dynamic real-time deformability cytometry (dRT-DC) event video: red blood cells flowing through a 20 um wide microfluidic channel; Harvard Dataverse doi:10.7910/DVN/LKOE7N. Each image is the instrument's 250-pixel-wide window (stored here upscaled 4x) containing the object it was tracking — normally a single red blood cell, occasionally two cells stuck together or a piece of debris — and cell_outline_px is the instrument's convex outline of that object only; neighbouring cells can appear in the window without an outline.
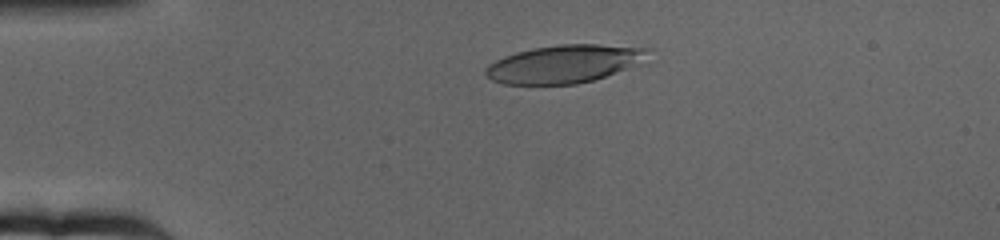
{"species": "human", "species_latin": "Homo sapiens", "temperature_condition": "cold", "stored_images_in_passage": 64, "camera_frame_rate_fps": 3000, "um_per_image_px": 0.085, "donor": {"sex": "female"}, "frame": {"image": 1, "passage_image": 14, "time_ms": 4.333, "image_size_px": [1000, 240], "cell_outline_px": [[656, 48], [652, 64], [592, 80], [576, 84], [504, 84], [492, 80], [484, 72], [484, 68], [488, 64], [504, 56], [516, 52], [532, 48], [560, 44], [600, 44]], "centroid_in_image_um": [48.24, 5.41], "position_along_channel_um": 36.8, "area_um2": 37.57}}
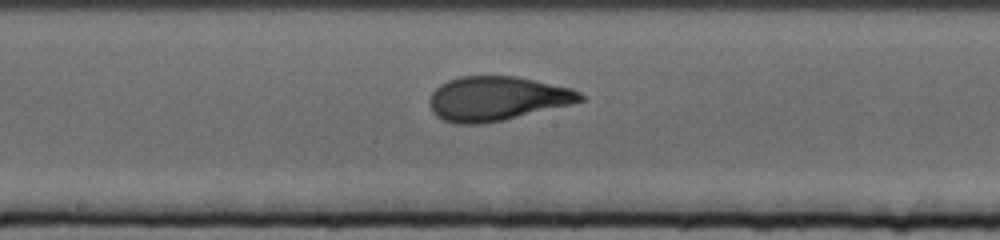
{"frame": {"image": 2, "passage_image": 34, "time_ms": 11.0, "image_size_px": [1000, 240], "cell_outline_px": [[584, 100], [572, 104], [504, 120], [484, 124], [456, 124], [444, 120], [436, 116], [432, 112], [428, 104], [428, 100], [432, 92], [440, 84], [448, 80], [460, 76], [516, 76], [572, 88], [580, 92], [584, 96]], "centroid_in_image_um": [42.21, 8.38], "position_along_channel_um": 206.0, "area_um2": 39.19}}
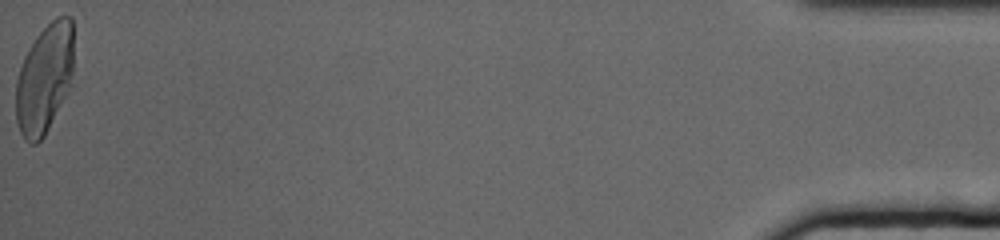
{"frame": {"image": 3, "passage_image": 64, "time_ms": 21.0, "image_size_px": [1000, 240], "cell_outline_px": [[72, 72], [68, 88], [44, 136], [36, 144], [32, 144], [24, 140], [20, 132], [16, 120], [16, 80], [24, 56], [36, 36], [56, 16], [72, 16]], "centroid_in_image_um": [3.75, 6.68], "position_along_channel_um": 431.5, "area_um2": 36.24}, "authors_computed_cell_mechanics": {"area_um2": 38.0324, "velocity_mm_per_s": 3.1655, "shape_relaxation_time_tau1_ms": 6.0587, "shape_relaxation_time_tau2_ms": 1.0126, "deformation_change_tau1": 0.2369, "deformation_change_tau2": 0.0809}}